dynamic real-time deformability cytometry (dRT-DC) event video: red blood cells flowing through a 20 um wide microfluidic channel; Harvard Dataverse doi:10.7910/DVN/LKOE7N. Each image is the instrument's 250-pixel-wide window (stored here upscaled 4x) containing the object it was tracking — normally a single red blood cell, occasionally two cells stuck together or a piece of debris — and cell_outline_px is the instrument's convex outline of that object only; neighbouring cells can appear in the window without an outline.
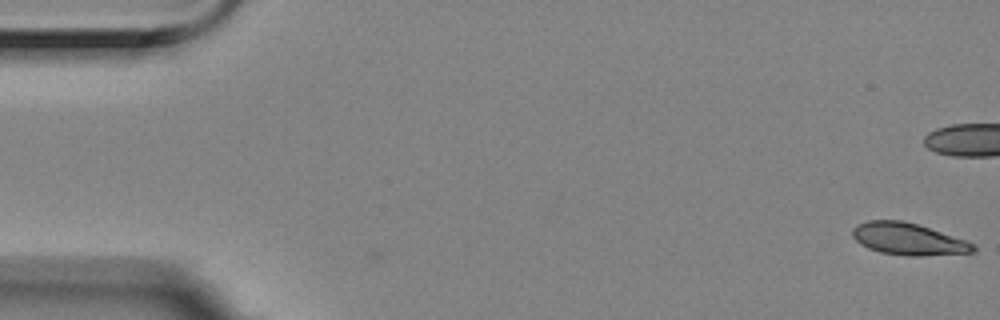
{"species": "Egyptian fruit bat (a non-hibernating species)", "species_latin": "Rousettus aegyptiacus", "temperature_condition": "room temperature", "stored_images_in_passage": 4, "camera_frame_rate_fps": 3000, "um_per_image_px": 0.085, "animal": {"sex": "female"}, "frame": {"image": 1, "passage_image": 4, "time_ms": 1.0, "image_size_px": [1000, 320], "cell_outline_px": [[976, 252], [920, 256], [908, 256], [880, 252], [868, 248], [860, 244], [852, 236], [852, 228], [856, 224], [868, 220], [904, 220], [968, 240], [976, 244]], "centroid_in_image_um": [77.22, 20.31], "position_along_channel_um": 7.8, "area_um2": 22.77}}